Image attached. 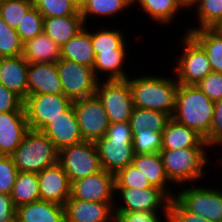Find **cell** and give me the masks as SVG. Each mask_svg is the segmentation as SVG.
<instances>
[{"label":"cell","instance_id":"24","mask_svg":"<svg viewBox=\"0 0 222 222\" xmlns=\"http://www.w3.org/2000/svg\"><path fill=\"white\" fill-rule=\"evenodd\" d=\"M60 58L93 68L95 54L91 42V32L85 27L81 29L60 47Z\"/></svg>","mask_w":222,"mask_h":222},{"label":"cell","instance_id":"40","mask_svg":"<svg viewBox=\"0 0 222 222\" xmlns=\"http://www.w3.org/2000/svg\"><path fill=\"white\" fill-rule=\"evenodd\" d=\"M154 187L140 170L130 164L115 174V188L146 189Z\"/></svg>","mask_w":222,"mask_h":222},{"label":"cell","instance_id":"14","mask_svg":"<svg viewBox=\"0 0 222 222\" xmlns=\"http://www.w3.org/2000/svg\"><path fill=\"white\" fill-rule=\"evenodd\" d=\"M133 139L107 138L95 142L102 169L117 174L121 169L132 164L135 153Z\"/></svg>","mask_w":222,"mask_h":222},{"label":"cell","instance_id":"23","mask_svg":"<svg viewBox=\"0 0 222 222\" xmlns=\"http://www.w3.org/2000/svg\"><path fill=\"white\" fill-rule=\"evenodd\" d=\"M132 165L141 171L152 186L162 189L171 199L175 196L167 184L170 181L166 175L160 153L135 154Z\"/></svg>","mask_w":222,"mask_h":222},{"label":"cell","instance_id":"8","mask_svg":"<svg viewBox=\"0 0 222 222\" xmlns=\"http://www.w3.org/2000/svg\"><path fill=\"white\" fill-rule=\"evenodd\" d=\"M182 41L185 48L173 73L179 84L196 85L212 72V68L206 51L189 33H185Z\"/></svg>","mask_w":222,"mask_h":222},{"label":"cell","instance_id":"25","mask_svg":"<svg viewBox=\"0 0 222 222\" xmlns=\"http://www.w3.org/2000/svg\"><path fill=\"white\" fill-rule=\"evenodd\" d=\"M22 56L28 64L56 63L60 59V46L43 32L23 43Z\"/></svg>","mask_w":222,"mask_h":222},{"label":"cell","instance_id":"50","mask_svg":"<svg viewBox=\"0 0 222 222\" xmlns=\"http://www.w3.org/2000/svg\"><path fill=\"white\" fill-rule=\"evenodd\" d=\"M74 6L75 8L80 11L83 6L85 5L87 0H69Z\"/></svg>","mask_w":222,"mask_h":222},{"label":"cell","instance_id":"12","mask_svg":"<svg viewBox=\"0 0 222 222\" xmlns=\"http://www.w3.org/2000/svg\"><path fill=\"white\" fill-rule=\"evenodd\" d=\"M120 193L123 206L114 205V211H148L157 212L162 207L165 219L168 220V207L171 198L157 187L146 189L136 188H115Z\"/></svg>","mask_w":222,"mask_h":222},{"label":"cell","instance_id":"16","mask_svg":"<svg viewBox=\"0 0 222 222\" xmlns=\"http://www.w3.org/2000/svg\"><path fill=\"white\" fill-rule=\"evenodd\" d=\"M41 201L65 205L71 195V183L63 168L56 163L38 173Z\"/></svg>","mask_w":222,"mask_h":222},{"label":"cell","instance_id":"3","mask_svg":"<svg viewBox=\"0 0 222 222\" xmlns=\"http://www.w3.org/2000/svg\"><path fill=\"white\" fill-rule=\"evenodd\" d=\"M18 171L39 173L58 163V149L41 131L28 130L11 155Z\"/></svg>","mask_w":222,"mask_h":222},{"label":"cell","instance_id":"39","mask_svg":"<svg viewBox=\"0 0 222 222\" xmlns=\"http://www.w3.org/2000/svg\"><path fill=\"white\" fill-rule=\"evenodd\" d=\"M44 17L37 10L36 7H32L24 16L23 20L19 23L16 31L20 37L22 43L35 38L39 34L43 33Z\"/></svg>","mask_w":222,"mask_h":222},{"label":"cell","instance_id":"51","mask_svg":"<svg viewBox=\"0 0 222 222\" xmlns=\"http://www.w3.org/2000/svg\"><path fill=\"white\" fill-rule=\"evenodd\" d=\"M214 29L222 35V21Z\"/></svg>","mask_w":222,"mask_h":222},{"label":"cell","instance_id":"26","mask_svg":"<svg viewBox=\"0 0 222 222\" xmlns=\"http://www.w3.org/2000/svg\"><path fill=\"white\" fill-rule=\"evenodd\" d=\"M85 26L81 15L51 17L44 18L43 32L61 47Z\"/></svg>","mask_w":222,"mask_h":222},{"label":"cell","instance_id":"31","mask_svg":"<svg viewBox=\"0 0 222 222\" xmlns=\"http://www.w3.org/2000/svg\"><path fill=\"white\" fill-rule=\"evenodd\" d=\"M171 117L159 111L134 107L130 117L132 133L149 128L155 132H163L167 122Z\"/></svg>","mask_w":222,"mask_h":222},{"label":"cell","instance_id":"37","mask_svg":"<svg viewBox=\"0 0 222 222\" xmlns=\"http://www.w3.org/2000/svg\"><path fill=\"white\" fill-rule=\"evenodd\" d=\"M23 43L15 29L0 17V58L21 56Z\"/></svg>","mask_w":222,"mask_h":222},{"label":"cell","instance_id":"11","mask_svg":"<svg viewBox=\"0 0 222 222\" xmlns=\"http://www.w3.org/2000/svg\"><path fill=\"white\" fill-rule=\"evenodd\" d=\"M174 198L187 211L213 222H222V190L194 185L181 190Z\"/></svg>","mask_w":222,"mask_h":222},{"label":"cell","instance_id":"46","mask_svg":"<svg viewBox=\"0 0 222 222\" xmlns=\"http://www.w3.org/2000/svg\"><path fill=\"white\" fill-rule=\"evenodd\" d=\"M115 222H161L158 212L114 211ZM168 222V221H166Z\"/></svg>","mask_w":222,"mask_h":222},{"label":"cell","instance_id":"44","mask_svg":"<svg viewBox=\"0 0 222 222\" xmlns=\"http://www.w3.org/2000/svg\"><path fill=\"white\" fill-rule=\"evenodd\" d=\"M210 147L222 141V99L214 102L213 120L208 136L204 139Z\"/></svg>","mask_w":222,"mask_h":222},{"label":"cell","instance_id":"5","mask_svg":"<svg viewBox=\"0 0 222 222\" xmlns=\"http://www.w3.org/2000/svg\"><path fill=\"white\" fill-rule=\"evenodd\" d=\"M58 164L70 183L102 170L95 142L83 141L58 150Z\"/></svg>","mask_w":222,"mask_h":222},{"label":"cell","instance_id":"49","mask_svg":"<svg viewBox=\"0 0 222 222\" xmlns=\"http://www.w3.org/2000/svg\"><path fill=\"white\" fill-rule=\"evenodd\" d=\"M179 5L184 8H193L194 6H197L201 0H178ZM193 6V7H192Z\"/></svg>","mask_w":222,"mask_h":222},{"label":"cell","instance_id":"9","mask_svg":"<svg viewBox=\"0 0 222 222\" xmlns=\"http://www.w3.org/2000/svg\"><path fill=\"white\" fill-rule=\"evenodd\" d=\"M73 101L64 94L30 95L24 100L28 128L41 131L47 123L62 115Z\"/></svg>","mask_w":222,"mask_h":222},{"label":"cell","instance_id":"34","mask_svg":"<svg viewBox=\"0 0 222 222\" xmlns=\"http://www.w3.org/2000/svg\"><path fill=\"white\" fill-rule=\"evenodd\" d=\"M196 7L200 26L189 30L215 28L222 21V0H201Z\"/></svg>","mask_w":222,"mask_h":222},{"label":"cell","instance_id":"2","mask_svg":"<svg viewBox=\"0 0 222 222\" xmlns=\"http://www.w3.org/2000/svg\"><path fill=\"white\" fill-rule=\"evenodd\" d=\"M127 80L134 107L164 112L172 117L179 87L176 78L147 75Z\"/></svg>","mask_w":222,"mask_h":222},{"label":"cell","instance_id":"28","mask_svg":"<svg viewBox=\"0 0 222 222\" xmlns=\"http://www.w3.org/2000/svg\"><path fill=\"white\" fill-rule=\"evenodd\" d=\"M206 51L213 72L222 73V35L214 28L188 30Z\"/></svg>","mask_w":222,"mask_h":222},{"label":"cell","instance_id":"29","mask_svg":"<svg viewBox=\"0 0 222 222\" xmlns=\"http://www.w3.org/2000/svg\"><path fill=\"white\" fill-rule=\"evenodd\" d=\"M11 197L15 207L40 200L38 173L19 171Z\"/></svg>","mask_w":222,"mask_h":222},{"label":"cell","instance_id":"13","mask_svg":"<svg viewBox=\"0 0 222 222\" xmlns=\"http://www.w3.org/2000/svg\"><path fill=\"white\" fill-rule=\"evenodd\" d=\"M114 191L115 175L102 169L96 174L72 182L69 199L115 203L113 198L117 193Z\"/></svg>","mask_w":222,"mask_h":222},{"label":"cell","instance_id":"30","mask_svg":"<svg viewBox=\"0 0 222 222\" xmlns=\"http://www.w3.org/2000/svg\"><path fill=\"white\" fill-rule=\"evenodd\" d=\"M135 3L140 5L148 17L161 24L172 22L177 12L183 9L178 0H133Z\"/></svg>","mask_w":222,"mask_h":222},{"label":"cell","instance_id":"35","mask_svg":"<svg viewBox=\"0 0 222 222\" xmlns=\"http://www.w3.org/2000/svg\"><path fill=\"white\" fill-rule=\"evenodd\" d=\"M121 30H97L91 33V42L95 56L99 53L114 52L119 49L126 41Z\"/></svg>","mask_w":222,"mask_h":222},{"label":"cell","instance_id":"6","mask_svg":"<svg viewBox=\"0 0 222 222\" xmlns=\"http://www.w3.org/2000/svg\"><path fill=\"white\" fill-rule=\"evenodd\" d=\"M56 65L66 97L74 101L96 94L100 80L92 67L62 58L56 62Z\"/></svg>","mask_w":222,"mask_h":222},{"label":"cell","instance_id":"15","mask_svg":"<svg viewBox=\"0 0 222 222\" xmlns=\"http://www.w3.org/2000/svg\"><path fill=\"white\" fill-rule=\"evenodd\" d=\"M41 132L53 142L58 150L84 141L73 104L62 112V115L51 119Z\"/></svg>","mask_w":222,"mask_h":222},{"label":"cell","instance_id":"53","mask_svg":"<svg viewBox=\"0 0 222 222\" xmlns=\"http://www.w3.org/2000/svg\"><path fill=\"white\" fill-rule=\"evenodd\" d=\"M7 1H9V0H0V4L4 3V2H7Z\"/></svg>","mask_w":222,"mask_h":222},{"label":"cell","instance_id":"22","mask_svg":"<svg viewBox=\"0 0 222 222\" xmlns=\"http://www.w3.org/2000/svg\"><path fill=\"white\" fill-rule=\"evenodd\" d=\"M16 222H65L64 206L36 201L16 208Z\"/></svg>","mask_w":222,"mask_h":222},{"label":"cell","instance_id":"18","mask_svg":"<svg viewBox=\"0 0 222 222\" xmlns=\"http://www.w3.org/2000/svg\"><path fill=\"white\" fill-rule=\"evenodd\" d=\"M37 94H64L56 63L29 64L27 96Z\"/></svg>","mask_w":222,"mask_h":222},{"label":"cell","instance_id":"1","mask_svg":"<svg viewBox=\"0 0 222 222\" xmlns=\"http://www.w3.org/2000/svg\"><path fill=\"white\" fill-rule=\"evenodd\" d=\"M214 102L197 86L179 84L172 118L204 139L213 120Z\"/></svg>","mask_w":222,"mask_h":222},{"label":"cell","instance_id":"32","mask_svg":"<svg viewBox=\"0 0 222 222\" xmlns=\"http://www.w3.org/2000/svg\"><path fill=\"white\" fill-rule=\"evenodd\" d=\"M133 5V0H87L83 8L79 11L84 24L88 16H115L122 10Z\"/></svg>","mask_w":222,"mask_h":222},{"label":"cell","instance_id":"10","mask_svg":"<svg viewBox=\"0 0 222 222\" xmlns=\"http://www.w3.org/2000/svg\"><path fill=\"white\" fill-rule=\"evenodd\" d=\"M72 104L84 141L96 142L104 137L110 122L98 96L77 99Z\"/></svg>","mask_w":222,"mask_h":222},{"label":"cell","instance_id":"21","mask_svg":"<svg viewBox=\"0 0 222 222\" xmlns=\"http://www.w3.org/2000/svg\"><path fill=\"white\" fill-rule=\"evenodd\" d=\"M204 138L195 130L178 123L172 117L162 132V150L206 148Z\"/></svg>","mask_w":222,"mask_h":222},{"label":"cell","instance_id":"17","mask_svg":"<svg viewBox=\"0 0 222 222\" xmlns=\"http://www.w3.org/2000/svg\"><path fill=\"white\" fill-rule=\"evenodd\" d=\"M114 205L68 199L64 205L65 222H115Z\"/></svg>","mask_w":222,"mask_h":222},{"label":"cell","instance_id":"38","mask_svg":"<svg viewBox=\"0 0 222 222\" xmlns=\"http://www.w3.org/2000/svg\"><path fill=\"white\" fill-rule=\"evenodd\" d=\"M44 18L81 15L69 0H32Z\"/></svg>","mask_w":222,"mask_h":222},{"label":"cell","instance_id":"42","mask_svg":"<svg viewBox=\"0 0 222 222\" xmlns=\"http://www.w3.org/2000/svg\"><path fill=\"white\" fill-rule=\"evenodd\" d=\"M168 222H213L187 211L174 197L168 207Z\"/></svg>","mask_w":222,"mask_h":222},{"label":"cell","instance_id":"20","mask_svg":"<svg viewBox=\"0 0 222 222\" xmlns=\"http://www.w3.org/2000/svg\"><path fill=\"white\" fill-rule=\"evenodd\" d=\"M28 66L22 55L0 58V83L23 100L27 98Z\"/></svg>","mask_w":222,"mask_h":222},{"label":"cell","instance_id":"41","mask_svg":"<svg viewBox=\"0 0 222 222\" xmlns=\"http://www.w3.org/2000/svg\"><path fill=\"white\" fill-rule=\"evenodd\" d=\"M18 172L12 156L0 155V193L11 194Z\"/></svg>","mask_w":222,"mask_h":222},{"label":"cell","instance_id":"19","mask_svg":"<svg viewBox=\"0 0 222 222\" xmlns=\"http://www.w3.org/2000/svg\"><path fill=\"white\" fill-rule=\"evenodd\" d=\"M28 130L25 111L0 112V155L11 156Z\"/></svg>","mask_w":222,"mask_h":222},{"label":"cell","instance_id":"52","mask_svg":"<svg viewBox=\"0 0 222 222\" xmlns=\"http://www.w3.org/2000/svg\"><path fill=\"white\" fill-rule=\"evenodd\" d=\"M217 146L219 145V147H220V145H222V141L221 142H218L217 144H216ZM221 164H222V158H221Z\"/></svg>","mask_w":222,"mask_h":222},{"label":"cell","instance_id":"48","mask_svg":"<svg viewBox=\"0 0 222 222\" xmlns=\"http://www.w3.org/2000/svg\"><path fill=\"white\" fill-rule=\"evenodd\" d=\"M105 136L107 138L133 139L130 122L110 124Z\"/></svg>","mask_w":222,"mask_h":222},{"label":"cell","instance_id":"7","mask_svg":"<svg viewBox=\"0 0 222 222\" xmlns=\"http://www.w3.org/2000/svg\"><path fill=\"white\" fill-rule=\"evenodd\" d=\"M99 81L96 95L102 101L110 124L130 121L134 109L128 80Z\"/></svg>","mask_w":222,"mask_h":222},{"label":"cell","instance_id":"47","mask_svg":"<svg viewBox=\"0 0 222 222\" xmlns=\"http://www.w3.org/2000/svg\"><path fill=\"white\" fill-rule=\"evenodd\" d=\"M0 222H16V207L11 194L0 193Z\"/></svg>","mask_w":222,"mask_h":222},{"label":"cell","instance_id":"36","mask_svg":"<svg viewBox=\"0 0 222 222\" xmlns=\"http://www.w3.org/2000/svg\"><path fill=\"white\" fill-rule=\"evenodd\" d=\"M32 7V0H9L0 4V17L7 25L16 30Z\"/></svg>","mask_w":222,"mask_h":222},{"label":"cell","instance_id":"27","mask_svg":"<svg viewBox=\"0 0 222 222\" xmlns=\"http://www.w3.org/2000/svg\"><path fill=\"white\" fill-rule=\"evenodd\" d=\"M127 47L125 43L114 52L99 53L95 56L93 70L97 78L99 73L108 74L105 80H126L128 78L126 71H123V64L126 60Z\"/></svg>","mask_w":222,"mask_h":222},{"label":"cell","instance_id":"33","mask_svg":"<svg viewBox=\"0 0 222 222\" xmlns=\"http://www.w3.org/2000/svg\"><path fill=\"white\" fill-rule=\"evenodd\" d=\"M132 144L135 154L160 153L162 150V132L141 128V130L133 133Z\"/></svg>","mask_w":222,"mask_h":222},{"label":"cell","instance_id":"43","mask_svg":"<svg viewBox=\"0 0 222 222\" xmlns=\"http://www.w3.org/2000/svg\"><path fill=\"white\" fill-rule=\"evenodd\" d=\"M213 102L222 99V73L211 72L196 84Z\"/></svg>","mask_w":222,"mask_h":222},{"label":"cell","instance_id":"45","mask_svg":"<svg viewBox=\"0 0 222 222\" xmlns=\"http://www.w3.org/2000/svg\"><path fill=\"white\" fill-rule=\"evenodd\" d=\"M25 111L24 100L0 83V112Z\"/></svg>","mask_w":222,"mask_h":222},{"label":"cell","instance_id":"4","mask_svg":"<svg viewBox=\"0 0 222 222\" xmlns=\"http://www.w3.org/2000/svg\"><path fill=\"white\" fill-rule=\"evenodd\" d=\"M208 148L161 150L160 155L166 175L174 184L192 183L203 178L208 164Z\"/></svg>","mask_w":222,"mask_h":222}]
</instances>
